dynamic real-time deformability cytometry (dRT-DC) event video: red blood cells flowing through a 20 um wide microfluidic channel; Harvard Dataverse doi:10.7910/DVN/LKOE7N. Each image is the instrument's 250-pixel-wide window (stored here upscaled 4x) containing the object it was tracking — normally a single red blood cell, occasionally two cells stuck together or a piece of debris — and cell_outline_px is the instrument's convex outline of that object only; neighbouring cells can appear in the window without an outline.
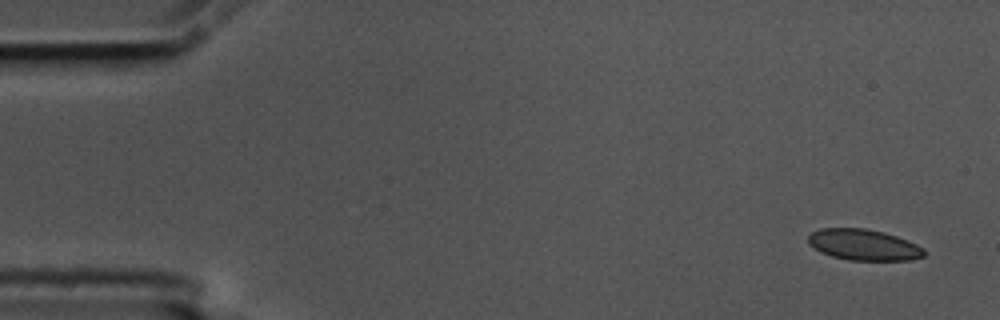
{"species": "common noctule bat (a hibernating species)", "species_latin": "Nyctalus noctula", "temperature_condition": "cold", "stored_images_in_passage": 6, "camera_frame_rate_fps": 3000, "um_per_image_px": 0.085, "animal": {"sex": "male", "body_mass_g": 17.5, "forearm_length_mm": 52.3}, "frame": {"image": 1, "passage_image": 1, "time_ms": 0.0, "image_size_px": [1000, 320], "cell_outline_px": [[924, 256], [912, 260], [848, 260], [832, 256], [820, 252], [808, 244], [808, 236], [812, 232], [820, 228], [864, 228], [884, 232], [896, 236], [916, 244], [924, 248]], "centroid_in_image_um": [73.39, 20.81], "position_along_channel_um": 11.6, "area_um2": 20.98}}